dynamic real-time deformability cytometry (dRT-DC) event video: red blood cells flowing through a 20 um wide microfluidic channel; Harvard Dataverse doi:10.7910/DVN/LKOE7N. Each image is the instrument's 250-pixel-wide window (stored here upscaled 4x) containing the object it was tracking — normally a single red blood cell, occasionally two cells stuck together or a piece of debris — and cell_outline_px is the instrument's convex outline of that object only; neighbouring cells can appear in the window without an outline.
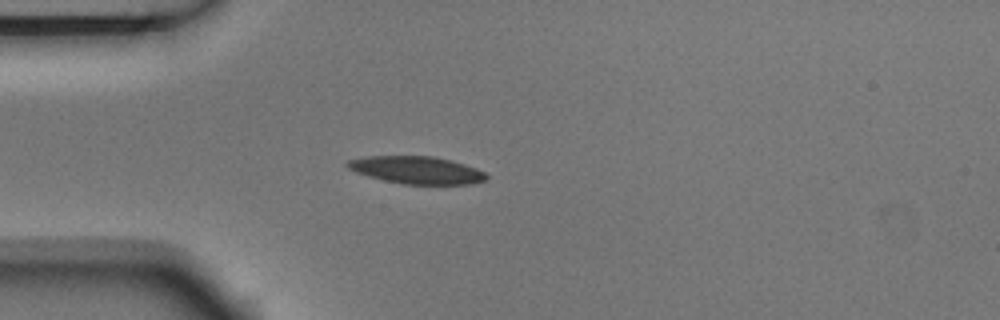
{"species": "Egyptian fruit bat (a non-hibernating species)", "species_latin": "Rousettus aegyptiacus", "temperature_condition": "room temperature", "stored_images_in_passage": 4, "camera_frame_rate_fps": 3000, "um_per_image_px": 0.085, "animal": {"sex": "male"}, "frame": {"image": 1, "passage_image": 4, "time_ms": 1.0, "image_size_px": [1000, 320], "cell_outline_px": [[488, 180], [472, 184], [404, 184], [384, 180], [368, 176], [356, 172], [348, 168], [344, 164], [348, 160], [368, 156], [432, 156], [452, 160], [476, 168], [484, 172], [488, 176]], "centroid_in_image_um": [35.43, 14.45], "position_along_channel_um": 49.6, "area_um2": 22.25}}